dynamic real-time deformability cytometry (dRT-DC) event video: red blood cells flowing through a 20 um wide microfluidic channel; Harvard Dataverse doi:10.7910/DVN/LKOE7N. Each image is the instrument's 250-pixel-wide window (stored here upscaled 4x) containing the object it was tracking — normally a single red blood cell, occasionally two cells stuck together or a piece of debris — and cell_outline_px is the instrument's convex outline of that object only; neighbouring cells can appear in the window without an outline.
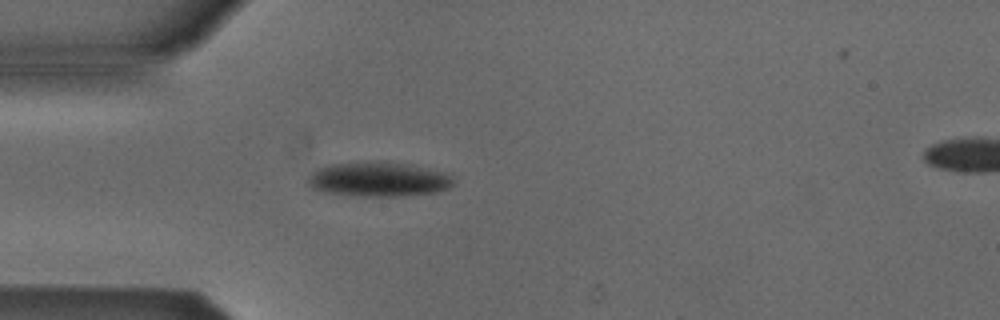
{"species": "Egyptian fruit bat (a non-hibernating species)", "species_latin": "Rousettus aegyptiacus", "temperature_condition": "cold", "stored_images_in_passage": 2, "camera_frame_rate_fps": 3000, "um_per_image_px": 0.085, "animal": {"sex": "male"}, "frame": {"image": 1, "passage_image": 1, "time_ms": 0.0, "image_size_px": [1000, 320], "cell_outline_px": [[452, 184], [448, 188], [436, 192], [404, 196], [360, 196], [328, 192], [312, 188], [308, 184], [308, 176], [316, 168], [324, 164], [372, 160], [384, 160], [412, 164], [448, 172], [452, 176]], "centroid_in_image_um": [32.18, 15.2], "position_along_channel_um": 52.8, "area_um2": 30.11}}